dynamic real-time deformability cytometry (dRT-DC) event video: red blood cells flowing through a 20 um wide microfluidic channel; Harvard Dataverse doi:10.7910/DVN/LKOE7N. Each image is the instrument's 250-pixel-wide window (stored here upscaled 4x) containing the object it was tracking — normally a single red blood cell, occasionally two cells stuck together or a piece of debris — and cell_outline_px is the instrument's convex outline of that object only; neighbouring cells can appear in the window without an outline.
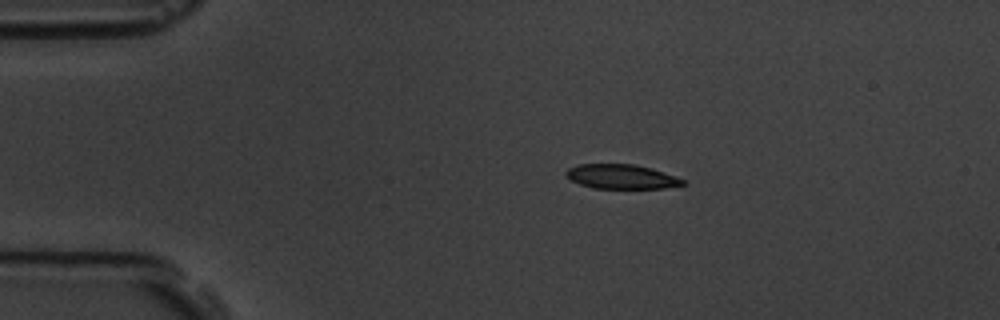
{"species": "common noctule bat (a hibernating species)", "species_latin": "Nyctalus noctula", "temperature_condition": "room temperature", "stored_images_in_passage": 7, "camera_frame_rate_fps": 3000, "um_per_image_px": 0.085, "animal": {"sex": "male", "body_mass_g": 19.5, "forearm_length_mm": 54.6}, "frame": {"image": 1, "passage_image": 3, "time_ms": 2.333, "image_size_px": [1000, 320], "cell_outline_px": [[684, 184], [664, 188], [592, 188], [580, 184], [572, 180], [564, 172], [568, 168], [576, 164], [632, 164], [652, 168], [684, 180]], "centroid_in_image_um": [52.77, 15.0], "position_along_channel_um": 32.2, "area_um2": 16.42}}
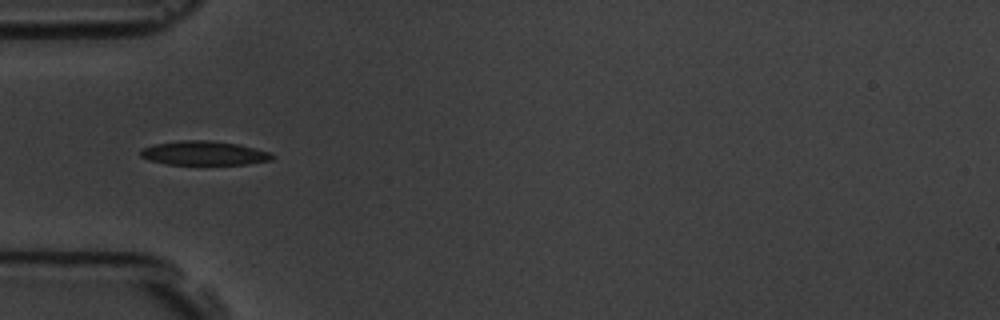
{"frame": {"image": 2, "passage_image": 5, "time_ms": 4.667, "image_size_px": [1000, 320], "cell_outline_px": [[276, 156], [272, 160], [248, 164], [168, 164], [148, 160], [140, 156], [140, 152], [144, 148], [156, 144], [180, 140], [212, 140], [240, 144], [268, 152]], "centroid_in_image_um": [17.37, 13.01], "position_along_channel_um": 67.6, "area_um2": 18.44}}
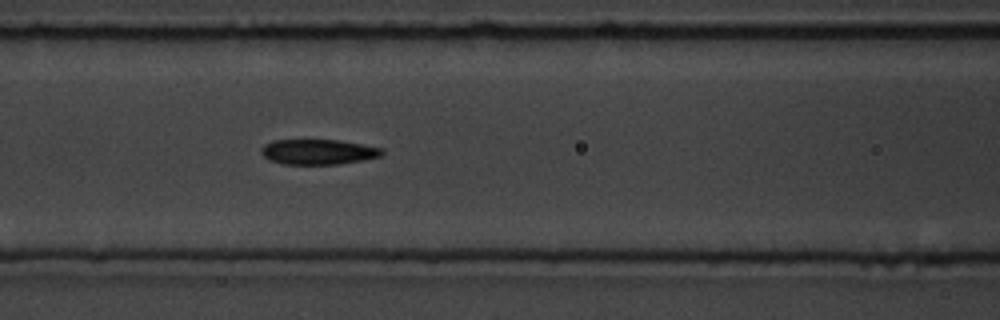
{"frame": {"image": 3, "passage_image": 7, "time_ms": 6.667, "image_size_px": [1000, 320], "cell_outline_px": [[384, 152], [380, 156], [364, 160], [336, 164], [284, 164], [268, 160], [260, 152], [260, 148], [264, 144], [272, 140], [340, 140], [384, 148]], "centroid_in_image_um": [27.03, 12.9], "position_along_channel_um": 139.6, "area_um2": 17.86}}